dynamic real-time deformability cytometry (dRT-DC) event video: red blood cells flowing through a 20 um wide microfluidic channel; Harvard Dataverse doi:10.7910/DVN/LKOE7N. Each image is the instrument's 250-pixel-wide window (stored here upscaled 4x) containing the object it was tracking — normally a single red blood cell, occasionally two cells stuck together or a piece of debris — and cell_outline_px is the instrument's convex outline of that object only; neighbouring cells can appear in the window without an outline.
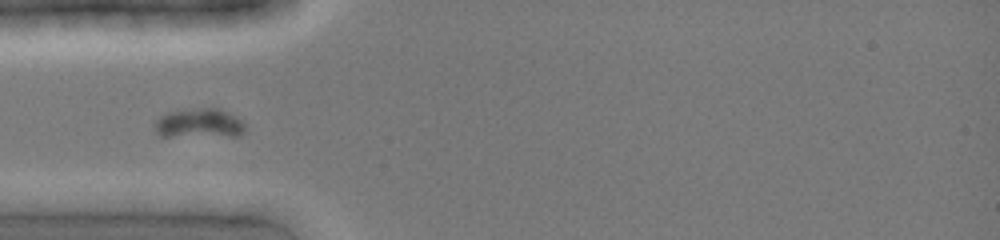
{"species": "common noctule bat (a hibernating species)", "species_latin": "Nyctalus noctula", "temperature_condition": "cold", "stored_images_in_passage": 2, "camera_frame_rate_fps": 3000, "um_per_image_px": 0.085, "animal": {"sex": "female", "body_mass_g": 19.0, "forearm_length_mm": 51.5}, "frame": {"image": 1, "passage_image": 1, "time_ms": 0.0, "image_size_px": [1000, 240], "cell_outline_px": [[244, 132], [236, 136], [160, 136], [156, 132], [156, 120], [160, 116], [168, 112], [204, 108], [220, 108], [228, 112], [240, 120], [244, 124]], "centroid_in_image_um": [16.94, 10.49], "position_along_channel_um": 68.1, "area_um2": 15.26}}